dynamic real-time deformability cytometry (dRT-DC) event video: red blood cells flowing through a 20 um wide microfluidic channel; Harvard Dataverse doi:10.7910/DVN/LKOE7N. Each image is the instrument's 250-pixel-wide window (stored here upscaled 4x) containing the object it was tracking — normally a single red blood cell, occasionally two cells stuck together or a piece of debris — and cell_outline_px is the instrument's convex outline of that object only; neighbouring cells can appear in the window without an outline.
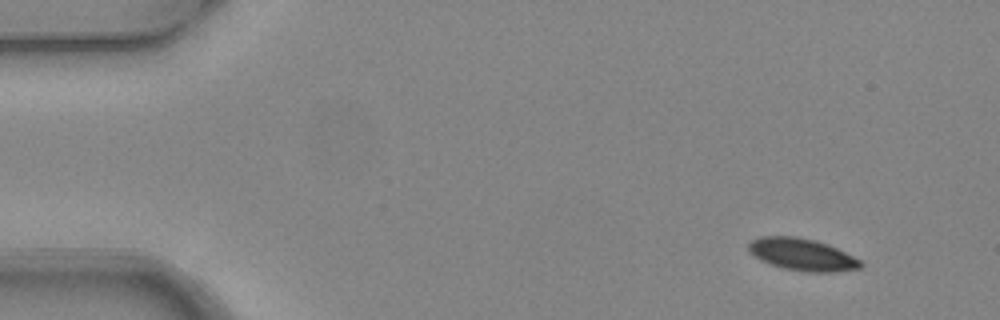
{"species": "common noctule bat (a hibernating species)", "species_latin": "Nyctalus noctula", "temperature_condition": "warm", "stored_images_in_passage": 4, "camera_frame_rate_fps": 3000, "um_per_image_px": 0.085, "animal": {"sex": "female", "body_mass_g": 24.6, "forearm_length_mm": 56.2}, "frame": {"image": 1, "passage_image": 1, "time_ms": 0.0, "image_size_px": [1000, 320], "cell_outline_px": [[864, 264], [860, 268], [836, 272], [808, 272], [784, 268], [760, 260], [748, 252], [748, 244], [752, 240], [760, 236], [796, 236], [816, 240], [828, 244], [860, 260]], "centroid_in_image_um": [68.17, 21.62], "position_along_channel_um": 16.8, "area_um2": 20.98}}
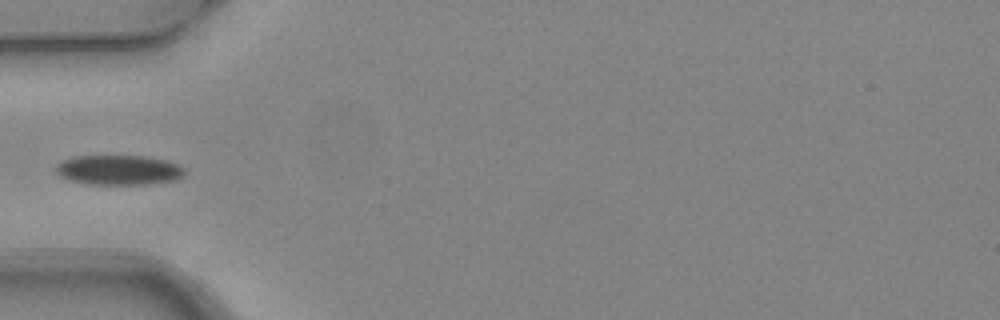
{"frame": {"image": 2, "passage_image": 4, "time_ms": 1.0, "image_size_px": [1000, 320], "cell_outline_px": [[184, 176], [176, 180], [148, 184], [88, 184], [72, 180], [60, 176], [52, 168], [56, 164], [72, 156], [144, 156], [168, 160], [184, 168]], "centroid_in_image_um": [10.08, 14.44], "position_along_channel_um": 74.9, "area_um2": 22.48}}